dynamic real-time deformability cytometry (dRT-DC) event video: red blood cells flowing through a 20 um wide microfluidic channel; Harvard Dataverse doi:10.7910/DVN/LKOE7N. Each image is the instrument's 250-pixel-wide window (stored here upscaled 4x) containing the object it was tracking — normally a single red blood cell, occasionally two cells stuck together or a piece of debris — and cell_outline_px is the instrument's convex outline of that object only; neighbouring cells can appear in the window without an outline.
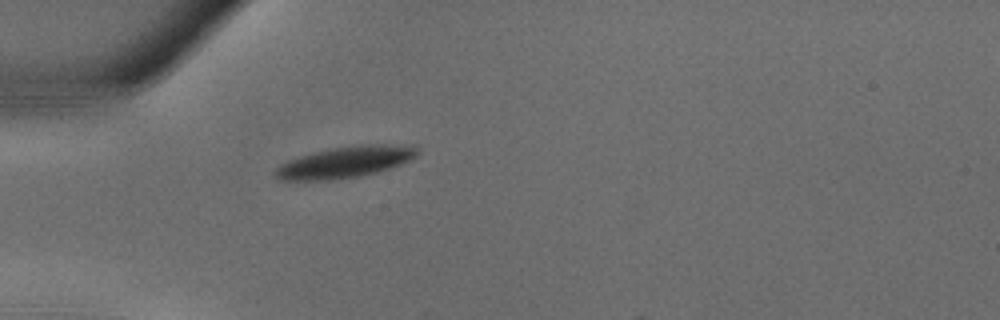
{"species": "common noctule bat (a hibernating species)", "species_latin": "Nyctalus noctula", "temperature_condition": "warm", "stored_images_in_passage": 4, "camera_frame_rate_fps": 3000, "um_per_image_px": 0.085, "animal": {"sex": "male", "body_mass_g": 18.8}, "frame": {"image": 1, "passage_image": 1, "time_ms": 0.0, "image_size_px": [1000, 320], "cell_outline_px": [[420, 152], [412, 160], [376, 172], [360, 176], [332, 180], [280, 180], [272, 172], [280, 164], [288, 160], [312, 152], [332, 148], [360, 144], [416, 144], [420, 148]], "centroid_in_image_um": [29.4, 13.75], "position_along_channel_um": 55.6, "area_um2": 26.3}}